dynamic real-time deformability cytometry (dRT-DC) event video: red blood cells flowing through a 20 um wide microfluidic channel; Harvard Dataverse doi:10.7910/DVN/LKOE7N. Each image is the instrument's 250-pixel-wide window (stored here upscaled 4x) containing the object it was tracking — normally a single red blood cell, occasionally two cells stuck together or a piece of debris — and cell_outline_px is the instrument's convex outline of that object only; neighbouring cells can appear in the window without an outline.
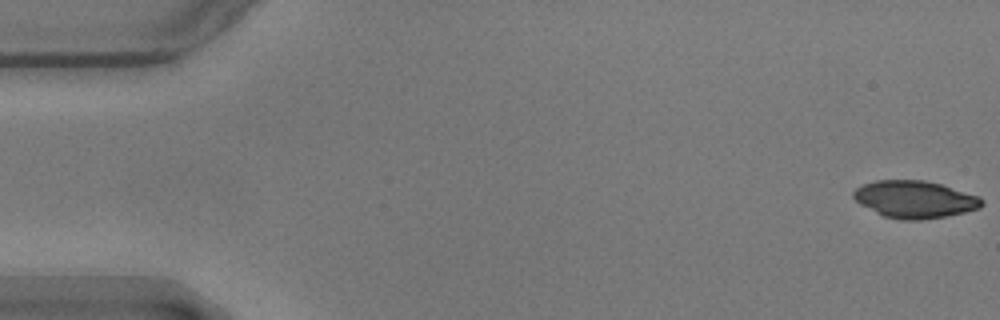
{"species": "common noctule bat (a hibernating species)", "species_latin": "Nyctalus noctula", "temperature_condition": "warm", "stored_images_in_passage": 55, "camera_frame_rate_fps": 3000, "um_per_image_px": 0.085, "animal": {"sex": "male", "body_mass_g": 17.9}, "frame": {"image": 1, "passage_image": 1, "time_ms": 0.0, "image_size_px": [1000, 320], "cell_outline_px": [[984, 204], [980, 208], [964, 212], [944, 216], [920, 220], [900, 220], [884, 216], [860, 204], [852, 196], [852, 192], [856, 188], [864, 184], [876, 180], [924, 180], [940, 184], [980, 196], [984, 200]], "centroid_in_image_um": [77.76, 16.94], "position_along_channel_um": 7.2, "area_um2": 27.8}}